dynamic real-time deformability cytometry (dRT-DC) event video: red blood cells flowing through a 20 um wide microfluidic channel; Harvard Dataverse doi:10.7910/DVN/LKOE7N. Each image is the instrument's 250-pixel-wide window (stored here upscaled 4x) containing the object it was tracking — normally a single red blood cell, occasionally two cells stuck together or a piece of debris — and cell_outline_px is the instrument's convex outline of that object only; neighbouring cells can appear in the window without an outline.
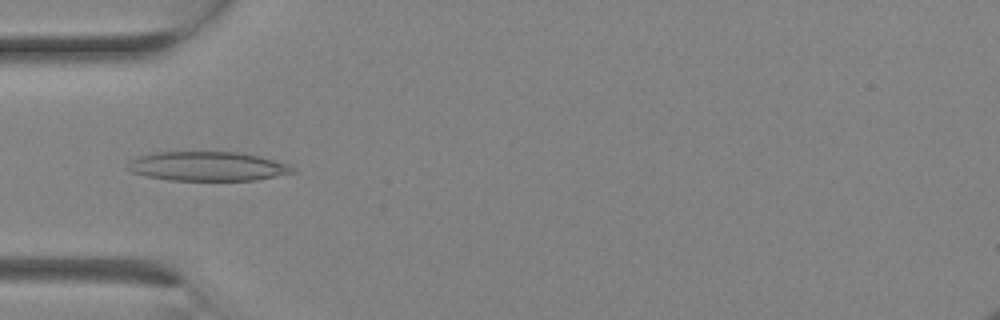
{"species": "Egyptian fruit bat (a non-hibernating species)", "species_latin": "Rousettus aegyptiacus", "temperature_condition": "room temperature", "stored_images_in_passage": 7, "camera_frame_rate_fps": 3000, "um_per_image_px": 0.085, "animal": {"sex": "female"}, "frame": {"image": 1, "passage_image": 6, "time_ms": 1.667, "image_size_px": [1000, 320], "cell_outline_px": [[296, 172], [256, 180], [168, 180], [144, 176], [132, 172], [124, 168], [128, 160], [136, 156], [156, 152], [236, 152], [260, 156], [288, 164]], "centroid_in_image_um": [17.55, 14.13], "position_along_channel_um": 67.5, "area_um2": 28.32}}